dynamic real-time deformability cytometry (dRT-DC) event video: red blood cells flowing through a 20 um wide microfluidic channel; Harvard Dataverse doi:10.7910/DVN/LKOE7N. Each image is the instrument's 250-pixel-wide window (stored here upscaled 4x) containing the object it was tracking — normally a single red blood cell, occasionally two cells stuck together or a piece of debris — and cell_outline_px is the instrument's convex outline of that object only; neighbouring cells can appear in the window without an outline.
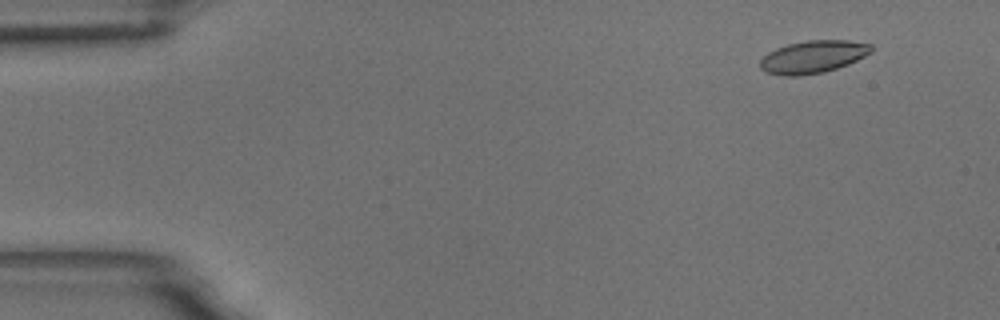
{"species": "common noctule bat (a hibernating species)", "species_latin": "Nyctalus noctula", "temperature_condition": "room temperature", "stored_images_in_passage": 56, "camera_frame_rate_fps": 3000, "um_per_image_px": 0.085, "animal": {"sex": "male", "body_mass_g": 18.8}, "frame": {"image": 1, "passage_image": 5, "time_ms": 1.333, "image_size_px": [1000, 320], "cell_outline_px": [[872, 52], [848, 64], [824, 72], [800, 76], [784, 76], [768, 72], [760, 68], [760, 60], [768, 52], [776, 48], [788, 44], [808, 40], [848, 40], [872, 44]], "centroid_in_image_um": [69.11, 4.83], "position_along_channel_um": 15.9, "area_um2": 21.04}}
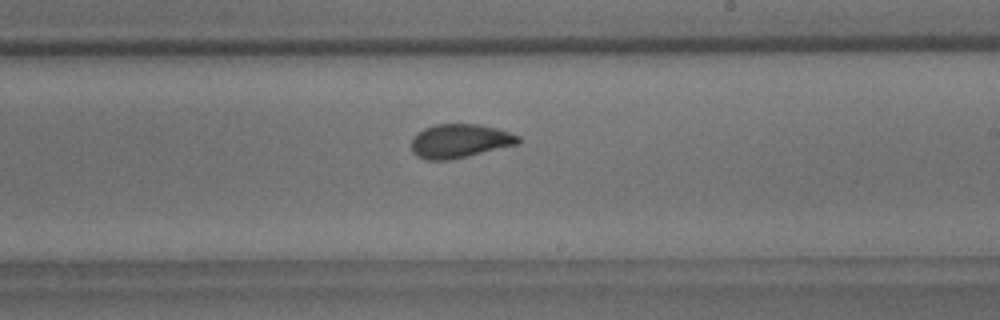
{"frame": {"image": 2, "passage_image": 33, "time_ms": 10.667, "image_size_px": [1000, 320], "cell_outline_px": [[520, 140], [516, 144], [448, 160], [424, 160], [416, 156], [412, 152], [412, 140], [424, 128], [436, 124], [476, 124], [496, 128], [520, 136]], "centroid_in_image_um": [39.04, 11.98], "position_along_channel_um": 250.0, "area_um2": 20.63}}
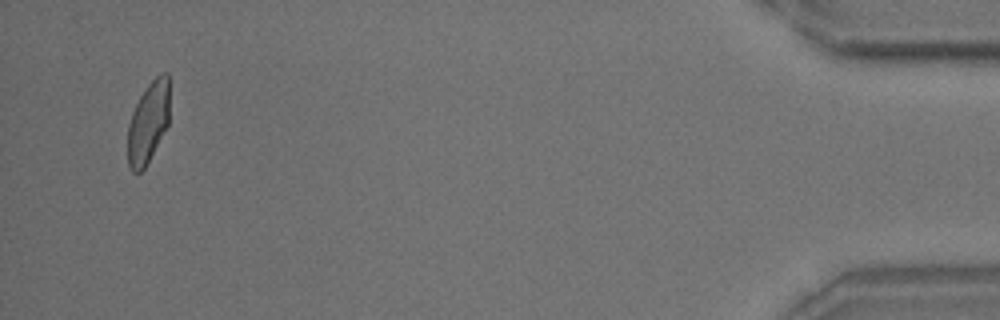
{"frame": {"image": 3, "passage_image": 54, "time_ms": 17.667, "image_size_px": [1000, 320], "cell_outline_px": [[168, 124], [144, 168], [140, 172], [132, 172], [128, 164], [128, 124], [132, 112], [140, 96], [148, 84], [160, 72], [168, 72]], "centroid_in_image_um": [12.58, 10.38], "position_along_channel_um": 422.6, "area_um2": 19.48}, "authors_computed_cell_mechanics": {"area_um2": 21.1548, "velocity_mm_per_s": 3.6084, "shape_relaxation_time_tau1_ms": 4.5543, "shape_relaxation_time_tau2_ms": null, "deformation_change_tau1": 0.1385, "deformation_change_tau2": null}}